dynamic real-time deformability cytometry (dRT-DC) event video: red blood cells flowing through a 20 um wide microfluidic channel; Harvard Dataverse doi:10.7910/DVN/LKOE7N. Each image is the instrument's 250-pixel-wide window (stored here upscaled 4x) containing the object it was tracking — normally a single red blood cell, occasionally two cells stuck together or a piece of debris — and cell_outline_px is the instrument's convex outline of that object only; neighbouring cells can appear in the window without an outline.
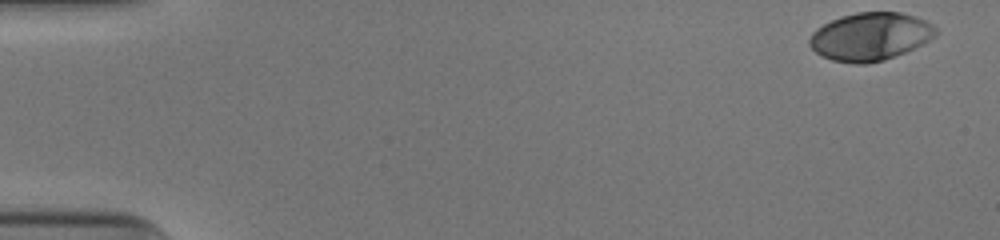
{"species": "human", "species_latin": "Homo sapiens", "temperature_condition": "cold", "stored_images_in_passage": 43, "camera_frame_rate_fps": 3000, "um_per_image_px": 0.085, "donor": {"sex": "male"}, "frame": {"image": 1, "passage_image": 1, "time_ms": 0.0, "image_size_px": [1000, 240], "cell_outline_px": [[940, 32], [928, 40], [904, 52], [884, 60], [864, 64], [856, 64], [832, 60], [820, 56], [808, 44], [808, 40], [812, 32], [816, 28], [840, 16], [856, 12], [900, 12], [916, 16], [932, 24]], "centroid_in_image_um": [73.94, 3.1], "position_along_channel_um": 11.1, "area_um2": 35.26}}
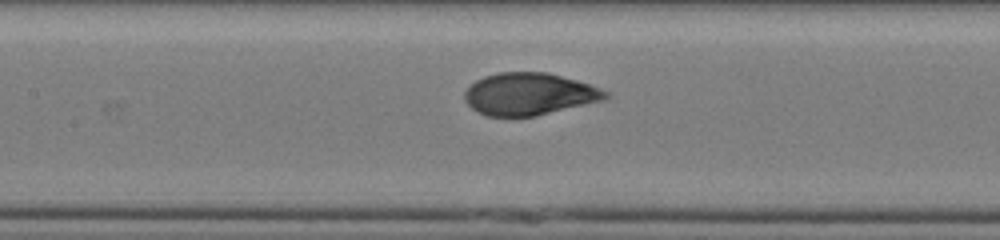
{"frame": {"image": 2, "passage_image": 24, "time_ms": 7.667, "image_size_px": [1000, 240], "cell_outline_px": [[608, 96], [604, 100], [536, 116], [488, 116], [476, 112], [464, 100], [464, 92], [476, 80], [484, 76], [496, 72], [548, 72], [576, 80], [600, 88], [608, 92]], "centroid_in_image_um": [44.96, 7.99], "position_along_channel_um": 162.4, "area_um2": 34.62}}
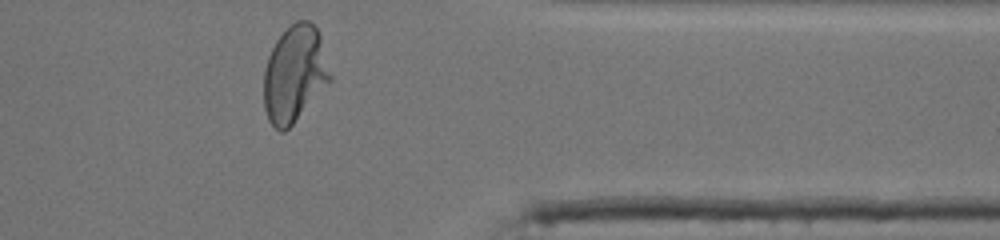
{"frame": {"image": 3, "passage_image": 42, "time_ms": 13.667, "image_size_px": [1000, 240], "cell_outline_px": [[332, 80], [292, 124], [284, 132], [280, 132], [268, 120], [264, 108], [264, 68], [268, 56], [276, 40], [296, 20], [308, 20], [320, 32], [332, 76]], "centroid_in_image_um": [25.05, 6.28], "position_along_channel_um": 386.4, "area_um2": 37.34}, "authors_computed_cell_mechanics": {"area_um2": 35.1424, "velocity_mm_per_s": 3.9368, "shape_relaxation_time_tau1_ms": 4.7797, "shape_relaxation_time_tau2_ms": null, "deformation_change_tau1": 0.2133, "deformation_change_tau2": null}}